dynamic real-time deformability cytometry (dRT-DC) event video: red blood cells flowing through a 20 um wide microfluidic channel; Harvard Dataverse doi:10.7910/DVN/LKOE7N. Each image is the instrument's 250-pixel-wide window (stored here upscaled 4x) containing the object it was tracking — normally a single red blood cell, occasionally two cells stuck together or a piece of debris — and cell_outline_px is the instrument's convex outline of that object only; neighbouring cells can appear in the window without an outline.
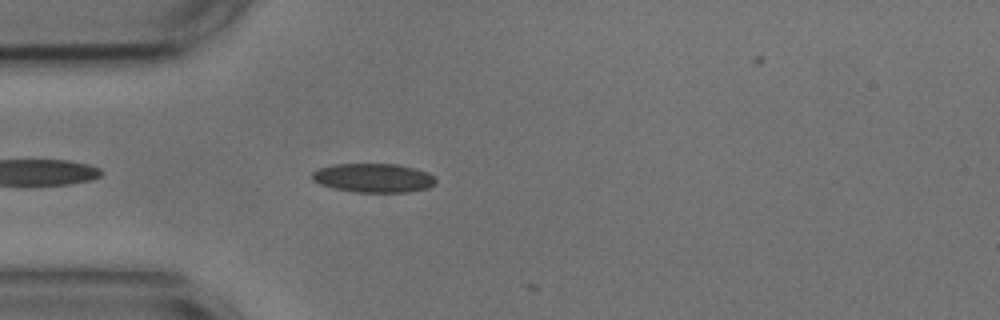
{"species": "common noctule bat (a hibernating species)", "species_latin": "Nyctalus noctula", "temperature_condition": "cold", "stored_images_in_passage": 2, "camera_frame_rate_fps": 3000, "um_per_image_px": 0.085, "animal": {"sex": "male", "body_mass_g": 17.9, "forearm_length_mm": 54.2}, "frame": {"image": 1, "passage_image": 1, "time_ms": 0.0, "image_size_px": [1000, 320], "cell_outline_px": [[436, 184], [428, 188], [408, 192], [356, 192], [332, 188], [320, 184], [312, 180], [312, 172], [320, 168], [336, 164], [396, 164], [416, 168], [428, 172], [436, 180]], "centroid_in_image_um": [31.76, 15.12], "position_along_channel_um": 53.2, "area_um2": 20.92}}